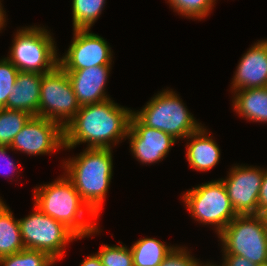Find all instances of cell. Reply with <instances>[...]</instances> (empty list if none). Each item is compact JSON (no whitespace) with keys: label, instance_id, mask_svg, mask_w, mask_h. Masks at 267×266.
Returning a JSON list of instances; mask_svg holds the SVG:
<instances>
[{"label":"cell","instance_id":"obj_25","mask_svg":"<svg viewBox=\"0 0 267 266\" xmlns=\"http://www.w3.org/2000/svg\"><path fill=\"white\" fill-rule=\"evenodd\" d=\"M103 244L96 252L103 266H134L131 249L126 245Z\"/></svg>","mask_w":267,"mask_h":266},{"label":"cell","instance_id":"obj_28","mask_svg":"<svg viewBox=\"0 0 267 266\" xmlns=\"http://www.w3.org/2000/svg\"><path fill=\"white\" fill-rule=\"evenodd\" d=\"M9 150H12L10 146H0V165L2 167V168L0 167V171H4V174H5L4 176H7V178H8L7 172H9V170L7 169H11L10 172L12 173H13V170H14V173H15V170L17 171L20 170V168H18L16 163L11 161V159L7 156V151ZM1 162L3 163L1 164Z\"/></svg>","mask_w":267,"mask_h":266},{"label":"cell","instance_id":"obj_29","mask_svg":"<svg viewBox=\"0 0 267 266\" xmlns=\"http://www.w3.org/2000/svg\"><path fill=\"white\" fill-rule=\"evenodd\" d=\"M224 266H255L248 259L239 255H222Z\"/></svg>","mask_w":267,"mask_h":266},{"label":"cell","instance_id":"obj_34","mask_svg":"<svg viewBox=\"0 0 267 266\" xmlns=\"http://www.w3.org/2000/svg\"><path fill=\"white\" fill-rule=\"evenodd\" d=\"M196 266H224V264L222 263L221 265L220 264L217 265L216 263L214 264V262L213 263L212 262L211 263L210 262L203 263V262H201V261L198 260Z\"/></svg>","mask_w":267,"mask_h":266},{"label":"cell","instance_id":"obj_19","mask_svg":"<svg viewBox=\"0 0 267 266\" xmlns=\"http://www.w3.org/2000/svg\"><path fill=\"white\" fill-rule=\"evenodd\" d=\"M25 249L19 226L10 207L0 199V258Z\"/></svg>","mask_w":267,"mask_h":266},{"label":"cell","instance_id":"obj_9","mask_svg":"<svg viewBox=\"0 0 267 266\" xmlns=\"http://www.w3.org/2000/svg\"><path fill=\"white\" fill-rule=\"evenodd\" d=\"M79 109L69 77L59 65L42 75L39 117L56 122L64 129Z\"/></svg>","mask_w":267,"mask_h":266},{"label":"cell","instance_id":"obj_20","mask_svg":"<svg viewBox=\"0 0 267 266\" xmlns=\"http://www.w3.org/2000/svg\"><path fill=\"white\" fill-rule=\"evenodd\" d=\"M174 247L156 238H141L130 247L134 266H159Z\"/></svg>","mask_w":267,"mask_h":266},{"label":"cell","instance_id":"obj_30","mask_svg":"<svg viewBox=\"0 0 267 266\" xmlns=\"http://www.w3.org/2000/svg\"><path fill=\"white\" fill-rule=\"evenodd\" d=\"M267 207V168H264L261 188L258 196V214L259 212Z\"/></svg>","mask_w":267,"mask_h":266},{"label":"cell","instance_id":"obj_5","mask_svg":"<svg viewBox=\"0 0 267 266\" xmlns=\"http://www.w3.org/2000/svg\"><path fill=\"white\" fill-rule=\"evenodd\" d=\"M45 27L19 28L13 35L10 54L6 57L18 71L46 74L58 66L56 42Z\"/></svg>","mask_w":267,"mask_h":266},{"label":"cell","instance_id":"obj_2","mask_svg":"<svg viewBox=\"0 0 267 266\" xmlns=\"http://www.w3.org/2000/svg\"><path fill=\"white\" fill-rule=\"evenodd\" d=\"M33 192L37 208L64 224L79 239L101 232L94 221L98 216L81 199L73 183L65 175L51 183L36 186ZM84 214L90 220L84 219Z\"/></svg>","mask_w":267,"mask_h":266},{"label":"cell","instance_id":"obj_32","mask_svg":"<svg viewBox=\"0 0 267 266\" xmlns=\"http://www.w3.org/2000/svg\"><path fill=\"white\" fill-rule=\"evenodd\" d=\"M3 6L0 0V31L5 28V25H7V20H6V11L3 10Z\"/></svg>","mask_w":267,"mask_h":266},{"label":"cell","instance_id":"obj_10","mask_svg":"<svg viewBox=\"0 0 267 266\" xmlns=\"http://www.w3.org/2000/svg\"><path fill=\"white\" fill-rule=\"evenodd\" d=\"M71 44L58 59L63 70H79L99 65H112L113 51L108 42L91 29L73 30Z\"/></svg>","mask_w":267,"mask_h":266},{"label":"cell","instance_id":"obj_17","mask_svg":"<svg viewBox=\"0 0 267 266\" xmlns=\"http://www.w3.org/2000/svg\"><path fill=\"white\" fill-rule=\"evenodd\" d=\"M209 133V134H208ZM206 127L191 133L186 139V159L193 170L207 172L218 165L220 148Z\"/></svg>","mask_w":267,"mask_h":266},{"label":"cell","instance_id":"obj_8","mask_svg":"<svg viewBox=\"0 0 267 266\" xmlns=\"http://www.w3.org/2000/svg\"><path fill=\"white\" fill-rule=\"evenodd\" d=\"M32 212L18 219L25 249L39 250L52 259H62L68 243L79 239L69 228L43 213L34 204Z\"/></svg>","mask_w":267,"mask_h":266},{"label":"cell","instance_id":"obj_21","mask_svg":"<svg viewBox=\"0 0 267 266\" xmlns=\"http://www.w3.org/2000/svg\"><path fill=\"white\" fill-rule=\"evenodd\" d=\"M106 0H72L73 30L91 29L100 17Z\"/></svg>","mask_w":267,"mask_h":266},{"label":"cell","instance_id":"obj_18","mask_svg":"<svg viewBox=\"0 0 267 266\" xmlns=\"http://www.w3.org/2000/svg\"><path fill=\"white\" fill-rule=\"evenodd\" d=\"M232 95V107L238 116L267 123V87L237 90Z\"/></svg>","mask_w":267,"mask_h":266},{"label":"cell","instance_id":"obj_26","mask_svg":"<svg viewBox=\"0 0 267 266\" xmlns=\"http://www.w3.org/2000/svg\"><path fill=\"white\" fill-rule=\"evenodd\" d=\"M19 71L6 57L0 59V108H7V99L13 90Z\"/></svg>","mask_w":267,"mask_h":266},{"label":"cell","instance_id":"obj_23","mask_svg":"<svg viewBox=\"0 0 267 266\" xmlns=\"http://www.w3.org/2000/svg\"><path fill=\"white\" fill-rule=\"evenodd\" d=\"M55 263L47 253L31 249L0 258V266H53Z\"/></svg>","mask_w":267,"mask_h":266},{"label":"cell","instance_id":"obj_3","mask_svg":"<svg viewBox=\"0 0 267 266\" xmlns=\"http://www.w3.org/2000/svg\"><path fill=\"white\" fill-rule=\"evenodd\" d=\"M112 153V149L85 148L83 152L62 162L64 175L98 217L113 176Z\"/></svg>","mask_w":267,"mask_h":266},{"label":"cell","instance_id":"obj_6","mask_svg":"<svg viewBox=\"0 0 267 266\" xmlns=\"http://www.w3.org/2000/svg\"><path fill=\"white\" fill-rule=\"evenodd\" d=\"M181 198L191 217L203 225H213L217 235L237 216L221 179L193 187Z\"/></svg>","mask_w":267,"mask_h":266},{"label":"cell","instance_id":"obj_24","mask_svg":"<svg viewBox=\"0 0 267 266\" xmlns=\"http://www.w3.org/2000/svg\"><path fill=\"white\" fill-rule=\"evenodd\" d=\"M167 1V0H166ZM216 0H168L173 12L188 19L201 20L212 11Z\"/></svg>","mask_w":267,"mask_h":266},{"label":"cell","instance_id":"obj_12","mask_svg":"<svg viewBox=\"0 0 267 266\" xmlns=\"http://www.w3.org/2000/svg\"><path fill=\"white\" fill-rule=\"evenodd\" d=\"M10 148L30 156L48 155L62 150L63 128L47 118L33 116L14 137Z\"/></svg>","mask_w":267,"mask_h":266},{"label":"cell","instance_id":"obj_33","mask_svg":"<svg viewBox=\"0 0 267 266\" xmlns=\"http://www.w3.org/2000/svg\"><path fill=\"white\" fill-rule=\"evenodd\" d=\"M258 215L261 217V219H262V221H263V224H264V227H265L266 230H267V207H266V208H263V209L259 212Z\"/></svg>","mask_w":267,"mask_h":266},{"label":"cell","instance_id":"obj_13","mask_svg":"<svg viewBox=\"0 0 267 266\" xmlns=\"http://www.w3.org/2000/svg\"><path fill=\"white\" fill-rule=\"evenodd\" d=\"M133 157L143 165H150L166 158L177 140L171 135L145 126L134 114L127 133Z\"/></svg>","mask_w":267,"mask_h":266},{"label":"cell","instance_id":"obj_35","mask_svg":"<svg viewBox=\"0 0 267 266\" xmlns=\"http://www.w3.org/2000/svg\"><path fill=\"white\" fill-rule=\"evenodd\" d=\"M257 266H267V262L263 263V264H260V265H257Z\"/></svg>","mask_w":267,"mask_h":266},{"label":"cell","instance_id":"obj_31","mask_svg":"<svg viewBox=\"0 0 267 266\" xmlns=\"http://www.w3.org/2000/svg\"><path fill=\"white\" fill-rule=\"evenodd\" d=\"M79 266H103L97 253L88 255Z\"/></svg>","mask_w":267,"mask_h":266},{"label":"cell","instance_id":"obj_16","mask_svg":"<svg viewBox=\"0 0 267 266\" xmlns=\"http://www.w3.org/2000/svg\"><path fill=\"white\" fill-rule=\"evenodd\" d=\"M42 75L36 72L19 71L13 90L7 99V108L39 117L40 87Z\"/></svg>","mask_w":267,"mask_h":266},{"label":"cell","instance_id":"obj_22","mask_svg":"<svg viewBox=\"0 0 267 266\" xmlns=\"http://www.w3.org/2000/svg\"><path fill=\"white\" fill-rule=\"evenodd\" d=\"M31 117L23 111L0 108V146H10Z\"/></svg>","mask_w":267,"mask_h":266},{"label":"cell","instance_id":"obj_1","mask_svg":"<svg viewBox=\"0 0 267 266\" xmlns=\"http://www.w3.org/2000/svg\"><path fill=\"white\" fill-rule=\"evenodd\" d=\"M133 110L108 99L101 103L80 106L65 126L64 148L74 149L87 143L86 148L112 149L126 140Z\"/></svg>","mask_w":267,"mask_h":266},{"label":"cell","instance_id":"obj_15","mask_svg":"<svg viewBox=\"0 0 267 266\" xmlns=\"http://www.w3.org/2000/svg\"><path fill=\"white\" fill-rule=\"evenodd\" d=\"M111 67V65H99L79 70H64L80 106L110 99L106 93V84Z\"/></svg>","mask_w":267,"mask_h":266},{"label":"cell","instance_id":"obj_27","mask_svg":"<svg viewBox=\"0 0 267 266\" xmlns=\"http://www.w3.org/2000/svg\"><path fill=\"white\" fill-rule=\"evenodd\" d=\"M186 248L176 245L159 266H196L199 259Z\"/></svg>","mask_w":267,"mask_h":266},{"label":"cell","instance_id":"obj_14","mask_svg":"<svg viewBox=\"0 0 267 266\" xmlns=\"http://www.w3.org/2000/svg\"><path fill=\"white\" fill-rule=\"evenodd\" d=\"M231 83V92L267 87V39L258 40L240 59Z\"/></svg>","mask_w":267,"mask_h":266},{"label":"cell","instance_id":"obj_4","mask_svg":"<svg viewBox=\"0 0 267 266\" xmlns=\"http://www.w3.org/2000/svg\"><path fill=\"white\" fill-rule=\"evenodd\" d=\"M133 114L147 127L161 130L174 139H186L203 124L197 122L183 100L173 89H164Z\"/></svg>","mask_w":267,"mask_h":266},{"label":"cell","instance_id":"obj_7","mask_svg":"<svg viewBox=\"0 0 267 266\" xmlns=\"http://www.w3.org/2000/svg\"><path fill=\"white\" fill-rule=\"evenodd\" d=\"M217 236L222 255H239L255 266L267 262V230L259 215H237Z\"/></svg>","mask_w":267,"mask_h":266},{"label":"cell","instance_id":"obj_11","mask_svg":"<svg viewBox=\"0 0 267 266\" xmlns=\"http://www.w3.org/2000/svg\"><path fill=\"white\" fill-rule=\"evenodd\" d=\"M229 171L227 177L221 180L234 211L237 215H258V196L264 168L234 164Z\"/></svg>","mask_w":267,"mask_h":266}]
</instances>
